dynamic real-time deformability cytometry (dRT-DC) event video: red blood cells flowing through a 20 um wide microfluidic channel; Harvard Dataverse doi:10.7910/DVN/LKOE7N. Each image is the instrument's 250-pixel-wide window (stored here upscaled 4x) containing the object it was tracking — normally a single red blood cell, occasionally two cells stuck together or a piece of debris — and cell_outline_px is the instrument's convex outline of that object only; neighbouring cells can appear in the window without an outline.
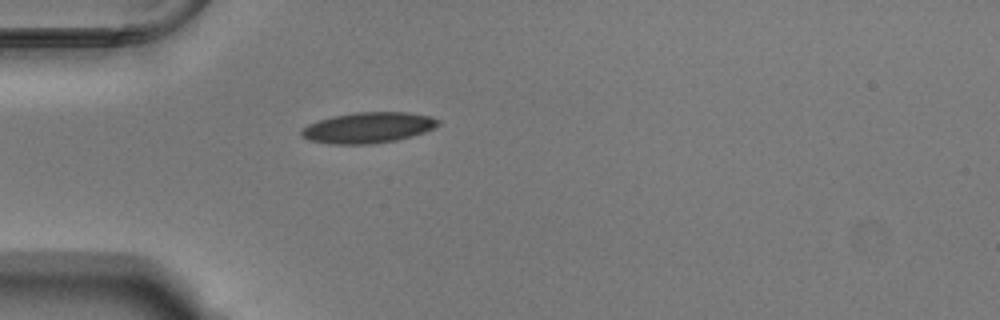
{"species": "Egyptian fruit bat (a non-hibernating species)", "species_latin": "Rousettus aegyptiacus", "temperature_condition": "warm", "stored_images_in_passage": 39, "camera_frame_rate_fps": 3000, "um_per_image_px": 0.085, "animal": {"sex": "male"}, "frame": {"image": 1, "passage_image": 1, "time_ms": 0.0, "image_size_px": [1000, 320], "cell_outline_px": [[440, 124], [424, 132], [412, 136], [396, 140], [372, 144], [328, 144], [308, 140], [300, 136], [300, 128], [308, 124], [332, 116], [356, 112], [408, 112], [432, 116], [440, 120]], "centroid_in_image_um": [31.26, 10.85], "position_along_channel_um": 53.7, "area_um2": 24.74}}
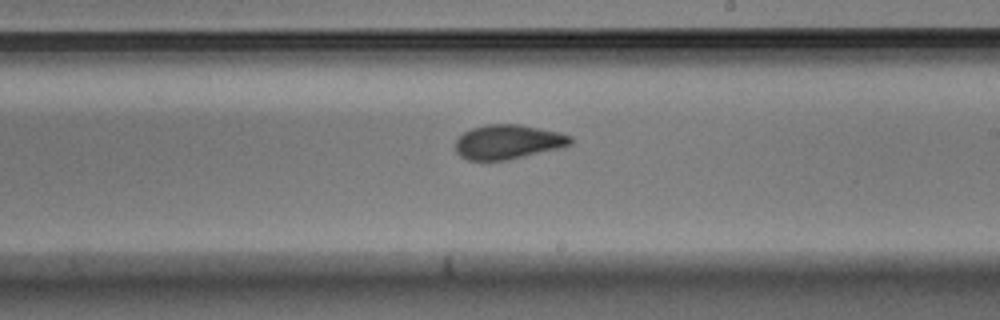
{"frame": {"image": 2, "passage_image": 17, "time_ms": 5.333, "image_size_px": [1000, 320], "cell_outline_px": [[572, 144], [564, 148], [508, 160], [468, 160], [460, 156], [456, 152], [456, 140], [464, 132], [472, 128], [488, 124], [520, 124], [560, 132], [572, 136]], "centroid_in_image_um": [43.23, 12.07], "position_along_channel_um": 245.8, "area_um2": 23.35}}
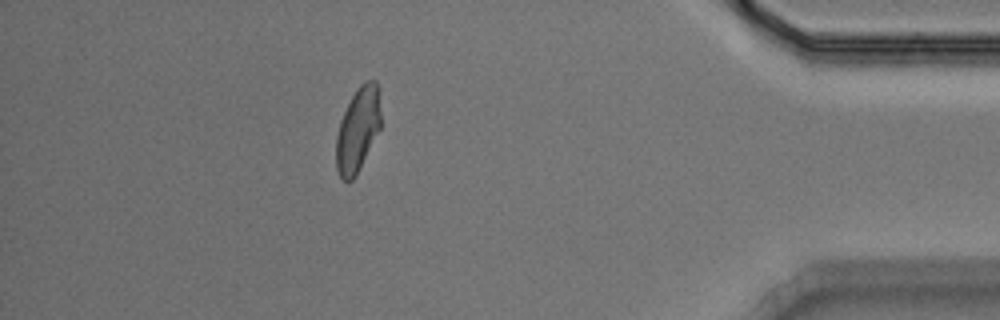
{"frame": {"image": 3, "passage_image": 33, "time_ms": 10.667, "image_size_px": [1000, 320], "cell_outline_px": [[380, 128], [356, 176], [352, 180], [344, 180], [340, 176], [336, 168], [336, 136], [340, 120], [352, 96], [360, 84], [364, 80], [376, 80], [380, 88]], "centroid_in_image_um": [30.43, 10.98], "position_along_channel_um": 404.8, "area_um2": 22.02}, "authors_computed_cell_mechanics": {"area_um2": 23.0044, "velocity_mm_per_s": 3.7628, "shape_relaxation_time_tau1_ms": 4.7121, "shape_relaxation_time_tau2_ms": 1.2774, "deformation_change_tau1": 0.1563, "deformation_change_tau2": 0.0616}}